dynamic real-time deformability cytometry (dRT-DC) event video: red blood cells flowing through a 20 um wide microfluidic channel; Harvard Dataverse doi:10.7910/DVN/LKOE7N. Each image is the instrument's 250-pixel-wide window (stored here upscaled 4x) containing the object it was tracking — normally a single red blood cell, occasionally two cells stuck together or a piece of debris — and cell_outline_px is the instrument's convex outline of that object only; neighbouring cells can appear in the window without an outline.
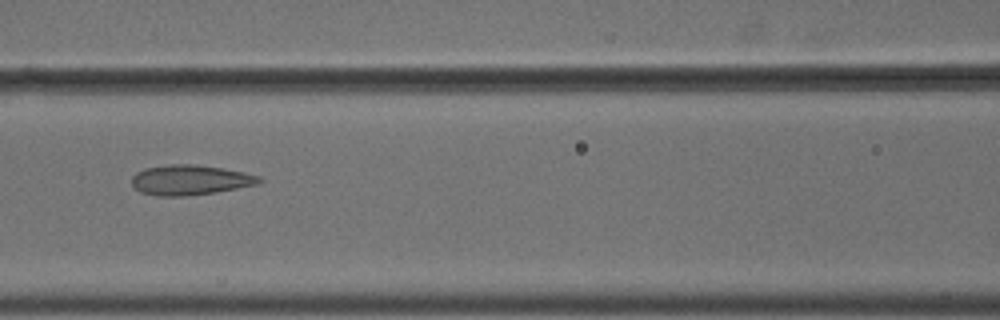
{"species": "common noctule bat (a hibernating species)", "species_latin": "Nyctalus noctula", "temperature_condition": "cold", "stored_images_in_passage": 6, "camera_frame_rate_fps": 3000, "um_per_image_px": 0.085, "animal": {"sex": "male", "body_mass_g": 18.8}, "frame": {"image": 1, "passage_image": 4, "time_ms": 1.0, "image_size_px": [1000, 320], "cell_outline_px": [[264, 180], [260, 184], [216, 192], [184, 196], [160, 196], [140, 192], [132, 184], [132, 176], [136, 172], [144, 168], [172, 164], [192, 164], [220, 168], [244, 172], [260, 176]], "centroid_in_image_um": [16.18, 15.3], "position_along_channel_um": 150.4, "area_um2": 22.31}}
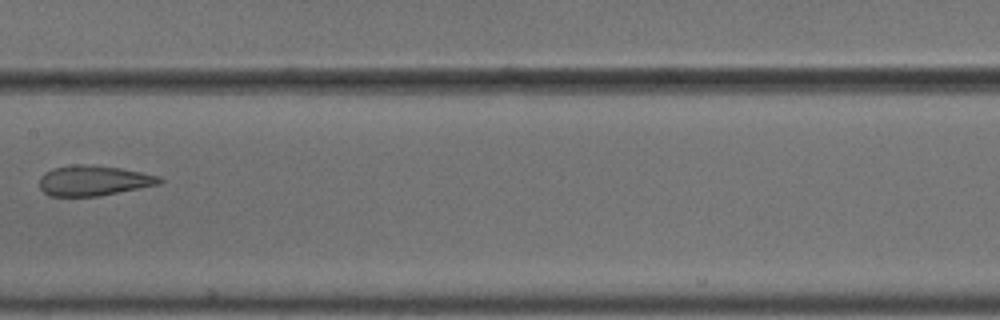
{"frame": {"image": 2, "passage_image": 5, "time_ms": 1.333, "image_size_px": [1000, 320], "cell_outline_px": [[164, 180], [160, 184], [100, 196], [48, 196], [40, 188], [40, 176], [44, 172], [52, 168], [80, 164], [120, 168], [160, 176]], "centroid_in_image_um": [7.95, 15.36], "position_along_channel_um": 199.5, "area_um2": 21.1}}
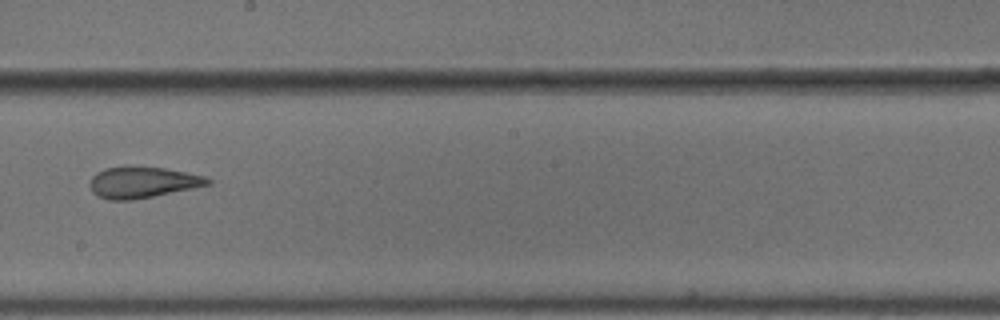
{"frame": {"image": 3, "passage_image": 6, "time_ms": 1.667, "image_size_px": [1000, 320], "cell_outline_px": [[212, 184], [132, 200], [108, 200], [92, 192], [88, 184], [92, 176], [96, 172], [104, 168], [124, 164], [164, 168], [208, 176], [212, 180]], "centroid_in_image_um": [12.09, 15.46], "position_along_channel_um": 236.1, "area_um2": 21.91}}